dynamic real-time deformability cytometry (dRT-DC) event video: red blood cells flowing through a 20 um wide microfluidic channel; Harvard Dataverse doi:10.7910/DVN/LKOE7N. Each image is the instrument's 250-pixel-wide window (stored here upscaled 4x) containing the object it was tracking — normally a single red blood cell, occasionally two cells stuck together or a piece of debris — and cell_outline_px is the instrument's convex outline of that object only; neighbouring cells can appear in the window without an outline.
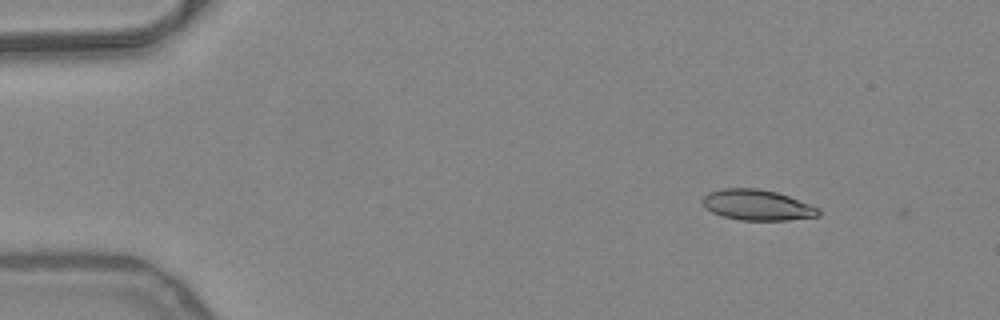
{"species": "common noctule bat (a hibernating species)", "species_latin": "Nyctalus noctula", "temperature_condition": "warm", "stored_images_in_passage": 3, "camera_frame_rate_fps": 3000, "um_per_image_px": 0.085, "animal": {"sex": "female", "body_mass_g": 24.6, "forearm_length_mm": 56.2}, "frame": {"image": 1, "passage_image": 1, "time_ms": 0.0, "image_size_px": [1000, 320], "cell_outline_px": [[820, 216], [788, 220], [740, 220], [724, 216], [712, 212], [700, 200], [708, 192], [724, 188], [756, 188], [776, 192], [788, 196], [820, 208]], "centroid_in_image_um": [64.38, 17.42], "position_along_channel_um": 20.6, "area_um2": 20.58}}